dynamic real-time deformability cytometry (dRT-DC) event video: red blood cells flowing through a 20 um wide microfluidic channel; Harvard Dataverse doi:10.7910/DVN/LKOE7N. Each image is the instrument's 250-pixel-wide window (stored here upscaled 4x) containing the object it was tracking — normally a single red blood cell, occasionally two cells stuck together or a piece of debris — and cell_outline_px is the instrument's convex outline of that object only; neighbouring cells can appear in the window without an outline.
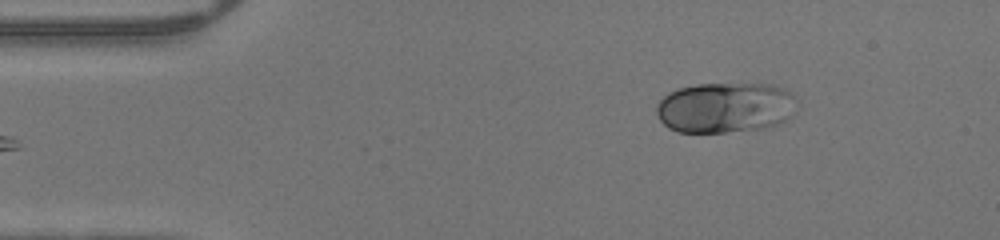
{"species": "human", "species_latin": "Homo sapiens", "temperature_condition": "warm", "stored_images_in_passage": 41, "camera_frame_rate_fps": 3000, "um_per_image_px": 0.085, "donor": {"sex": "male"}, "frame": {"image": 1, "passage_image": 1, "time_ms": 0.0, "image_size_px": [1000, 240], "cell_outline_px": [[800, 100], [796, 112], [788, 120], [772, 128], [724, 132], [676, 132], [668, 128], [660, 120], [656, 112], [656, 104], [668, 92], [680, 88], [696, 84], [772, 84], [792, 92]], "centroid_in_image_um": [61.73, 9.15], "position_along_channel_um": 23.3, "area_um2": 42.37}}
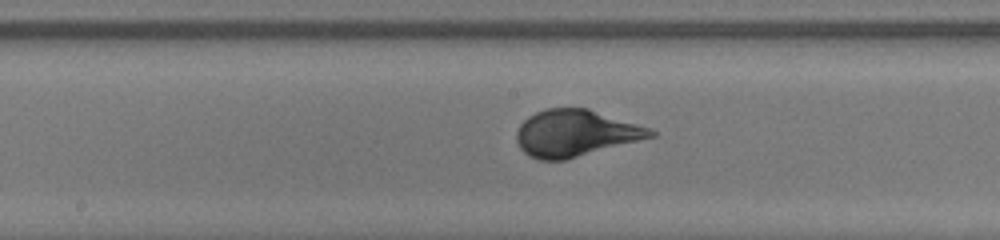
{"frame": {"image": 2, "passage_image": 18, "time_ms": 5.667, "image_size_px": [1000, 240], "cell_outline_px": [[656, 136], [564, 160], [540, 160], [528, 156], [520, 148], [516, 140], [516, 132], [520, 124], [528, 116], [544, 108], [588, 108], [652, 128], [656, 132]], "centroid_in_image_um": [48.91, 11.31], "position_along_channel_um": 199.3, "area_um2": 36.53}}
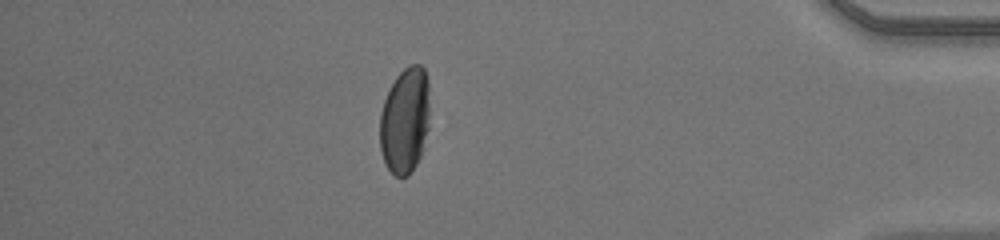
{"frame": {"image": 3, "passage_image": 35, "time_ms": 11.333, "image_size_px": [1000, 240], "cell_outline_px": [[428, 128], [420, 156], [416, 164], [408, 176], [396, 176], [384, 164], [380, 148], [380, 112], [384, 100], [396, 76], [408, 64], [420, 64], [424, 68], [428, 80]], "centroid_in_image_um": [34.41, 10.22], "position_along_channel_um": 400.8, "area_um2": 30.81}}